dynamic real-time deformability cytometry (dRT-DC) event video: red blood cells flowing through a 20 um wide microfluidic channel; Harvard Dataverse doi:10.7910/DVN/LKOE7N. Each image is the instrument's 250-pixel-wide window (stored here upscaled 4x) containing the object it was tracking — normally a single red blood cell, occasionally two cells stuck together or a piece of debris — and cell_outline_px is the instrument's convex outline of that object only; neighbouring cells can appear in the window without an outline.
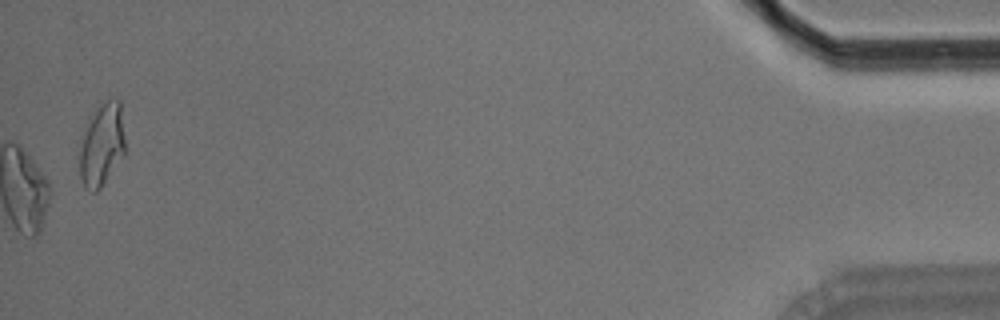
{"species": "Egyptian fruit bat (a non-hibernating species)", "species_latin": "Rousettus aegyptiacus", "temperature_condition": "room temperature", "stored_images_in_passage": 48, "camera_frame_rate_fps": 3000, "um_per_image_px": 0.085, "animal": {"sex": "male"}, "frame": {"image": 1, "passage_image": 48, "time_ms": 15.667, "image_size_px": [1000, 320], "cell_outline_px": [[124, 152], [100, 188], [96, 192], [92, 192], [84, 188], [80, 176], [80, 136], [84, 128], [96, 112], [108, 100], [120, 100], [124, 140]], "centroid_in_image_um": [8.62, 12.36], "position_along_channel_um": 426.6, "area_um2": 21.21}, "authors_computed_cell_mechanics": {"area_um2": 21.0103, "velocity_mm_per_s": 3.6608, "shape_relaxation_time_tau1_ms": 8.7181, "shape_relaxation_time_tau2_ms": 4.5103, "deformation_change_tau1": 0.2324, "deformation_change_tau2": 0.1341}}